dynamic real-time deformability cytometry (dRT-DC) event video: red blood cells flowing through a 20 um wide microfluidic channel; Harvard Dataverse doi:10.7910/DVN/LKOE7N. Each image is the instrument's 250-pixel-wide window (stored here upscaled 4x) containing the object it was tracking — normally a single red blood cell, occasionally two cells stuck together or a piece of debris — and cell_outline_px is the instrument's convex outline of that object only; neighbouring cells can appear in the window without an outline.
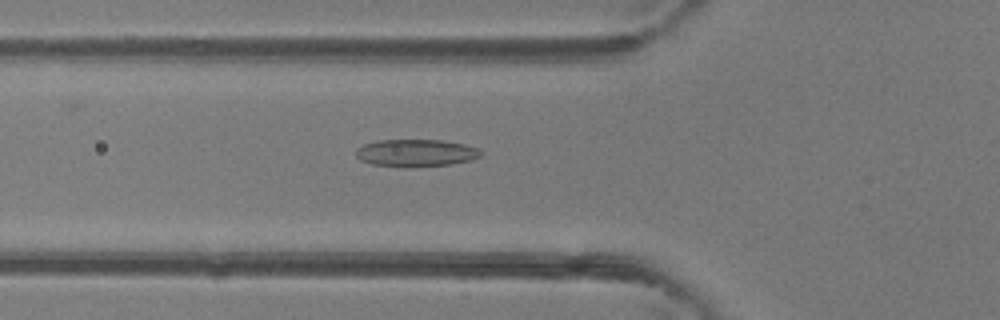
{"species": "common noctule bat (a hibernating species)", "species_latin": "Nyctalus noctula", "temperature_condition": "room temperature", "stored_images_in_passage": 40, "camera_frame_rate_fps": 3000, "um_per_image_px": 0.085, "animal": {"sex": "female"}, "frame": {"image": 1, "passage_image": 10, "time_ms": 3.0, "image_size_px": [1000, 320], "cell_outline_px": [[484, 152], [480, 156], [472, 160], [452, 164], [412, 168], [404, 168], [372, 164], [360, 160], [356, 156], [356, 148], [364, 144], [376, 140], [440, 140], [464, 144], [476, 148]], "centroid_in_image_um": [35.34, 13.02], "position_along_channel_um": 90.5, "area_um2": 20.23}}
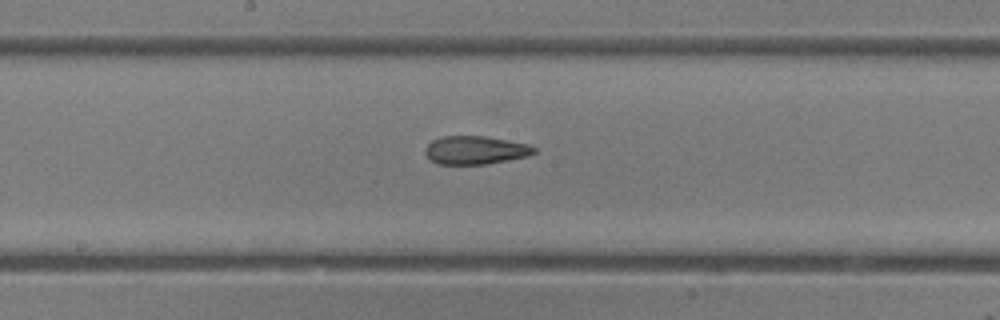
{"frame": {"image": 2, "passage_image": 18, "time_ms": 5.667, "image_size_px": [1000, 320], "cell_outline_px": [[536, 152], [528, 156], [488, 164], [436, 164], [424, 152], [424, 148], [432, 140], [440, 136], [488, 136], [528, 144], [536, 148]], "centroid_in_image_um": [40.41, 12.75], "position_along_channel_um": 207.8, "area_um2": 18.09}}
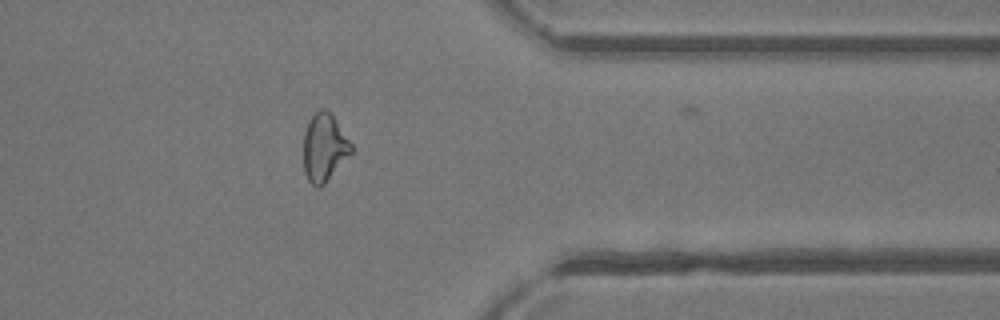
{"frame": {"image": 3, "passage_image": 31, "time_ms": 10.0, "image_size_px": [1000, 320], "cell_outline_px": [[352, 152], [324, 184], [320, 188], [316, 188], [308, 180], [304, 172], [304, 132], [308, 120], [320, 108], [324, 108], [332, 116], [352, 144]], "centroid_in_image_um": [27.54, 12.56], "position_along_channel_um": 383.9, "area_um2": 18.61}, "authors_computed_cell_mechanics": {"area_um2": 18.9295, "velocity_mm_per_s": 4.3564, "shape_relaxation_time_tau1_ms": null, "shape_relaxation_time_tau2_ms": 1.4379, "deformation_change_tau1": null, "deformation_change_tau2": 0.0931}}